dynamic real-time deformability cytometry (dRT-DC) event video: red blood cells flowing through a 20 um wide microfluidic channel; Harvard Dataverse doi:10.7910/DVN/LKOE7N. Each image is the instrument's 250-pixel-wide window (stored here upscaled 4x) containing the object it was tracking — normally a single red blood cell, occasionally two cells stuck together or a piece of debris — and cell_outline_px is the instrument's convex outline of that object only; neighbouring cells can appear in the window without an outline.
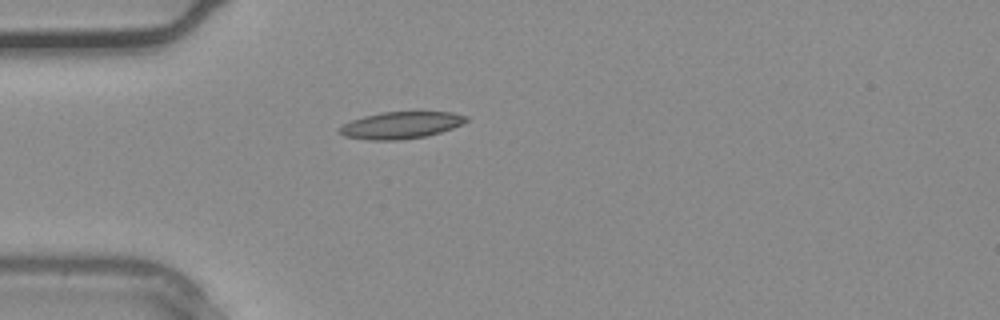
{"species": "common noctule bat (a hibernating species)", "species_latin": "Nyctalus noctula", "temperature_condition": "warm", "stored_images_in_passage": 27, "camera_frame_rate_fps": 3000, "um_per_image_px": 0.085, "animal": {"sex": "male", "body_mass_g": 20.4}, "frame": {"image": 1, "passage_image": 1, "time_ms": 0.0, "image_size_px": [1000, 320], "cell_outline_px": [[468, 120], [452, 128], [428, 136], [400, 140], [372, 140], [344, 136], [336, 132], [336, 128], [352, 120], [364, 116], [384, 112], [452, 112], [468, 116]], "centroid_in_image_um": [34.04, 10.65], "position_along_channel_um": 51.0, "area_um2": 19.88}}
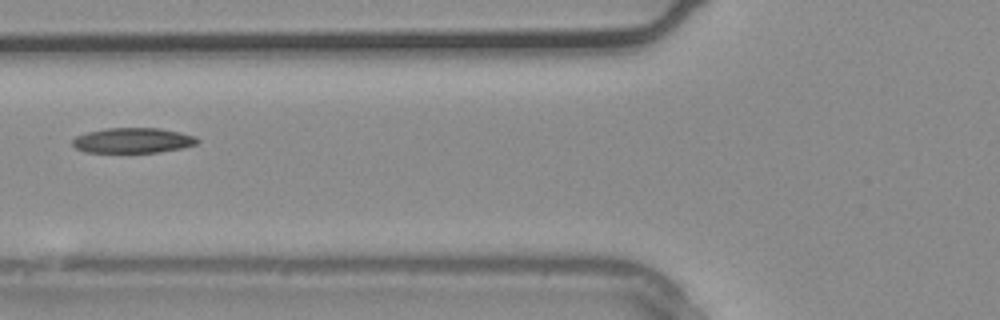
{"frame": {"image": 2, "passage_image": 5, "time_ms": 1.333, "image_size_px": [1000, 320], "cell_outline_px": [[200, 140], [196, 144], [184, 148], [160, 152], [84, 152], [76, 148], [72, 144], [72, 140], [76, 136], [88, 132], [104, 128], [160, 128], [180, 132], [196, 136]], "centroid_in_image_um": [11.32, 11.93], "position_along_channel_um": 114.5, "area_um2": 18.44}}